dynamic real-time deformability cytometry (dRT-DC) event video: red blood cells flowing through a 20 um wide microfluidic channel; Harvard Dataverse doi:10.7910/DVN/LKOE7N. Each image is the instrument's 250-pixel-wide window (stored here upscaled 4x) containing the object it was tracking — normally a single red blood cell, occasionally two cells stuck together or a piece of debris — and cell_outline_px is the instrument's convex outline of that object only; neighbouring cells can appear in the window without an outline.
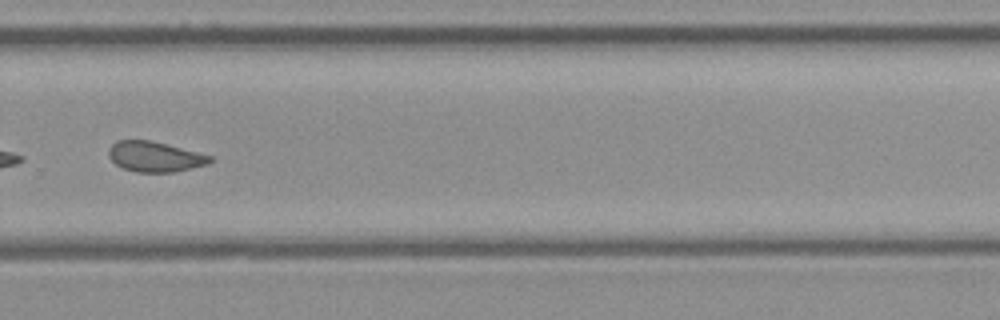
{"species": "common noctule bat (a hibernating species)", "species_latin": "Nyctalus noctula", "temperature_condition": "cold", "stored_images_in_passage": 45, "camera_frame_rate_fps": 3000, "um_per_image_px": 0.085, "animal": {"sex": "female", "body_mass_g": 21.9}, "frame": {"image": 1, "passage_image": 32, "time_ms": 10.333, "image_size_px": [1000, 320], "cell_outline_px": [[212, 160], [208, 164], [172, 172], [136, 172], [124, 168], [116, 164], [108, 156], [108, 148], [116, 140], [152, 140], [212, 156]], "centroid_in_image_um": [13.13, 13.3], "position_along_channel_um": 316.7, "area_um2": 17.8}}